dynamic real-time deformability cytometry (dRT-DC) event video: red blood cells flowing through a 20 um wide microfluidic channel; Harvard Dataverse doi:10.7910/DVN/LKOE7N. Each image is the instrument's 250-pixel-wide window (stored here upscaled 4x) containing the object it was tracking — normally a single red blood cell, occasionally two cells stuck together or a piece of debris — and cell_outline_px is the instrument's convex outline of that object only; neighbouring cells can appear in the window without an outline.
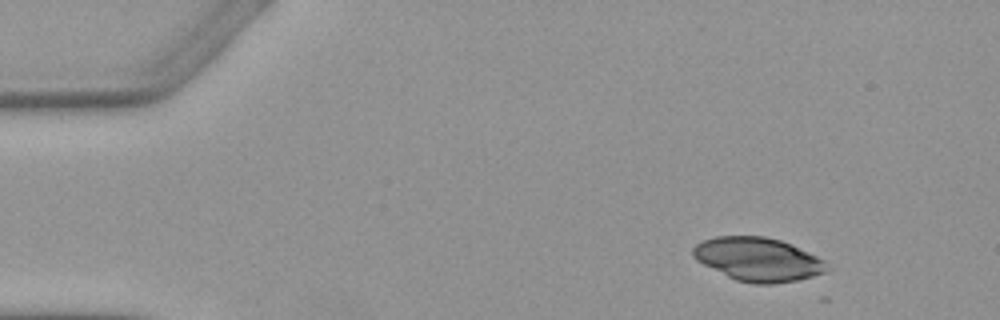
{"species": "Egyptian fruit bat (a non-hibernating species)", "species_latin": "Rousettus aegyptiacus", "temperature_condition": "warm", "stored_images_in_passage": 4, "camera_frame_rate_fps": 3000, "um_per_image_px": 0.085, "animal": {"sex": "female"}, "frame": {"image": 1, "passage_image": 1, "time_ms": 0.0, "image_size_px": [1000, 320], "cell_outline_px": [[832, 268], [824, 272], [812, 276], [796, 280], [772, 284], [752, 284], [736, 280], [696, 260], [692, 256], [692, 248], [696, 244], [704, 240], [716, 236], [764, 236], [780, 240], [792, 244], [824, 260]], "centroid_in_image_um": [64.44, 22.04], "position_along_channel_um": 20.6, "area_um2": 33.93}}